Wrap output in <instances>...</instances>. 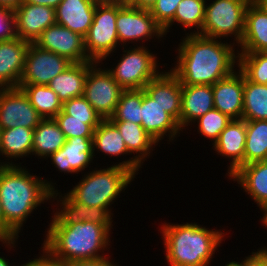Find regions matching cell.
Masks as SVG:
<instances>
[{"mask_svg": "<svg viewBox=\"0 0 267 266\" xmlns=\"http://www.w3.org/2000/svg\"><path fill=\"white\" fill-rule=\"evenodd\" d=\"M267 160V120L246 121L244 165Z\"/></svg>", "mask_w": 267, "mask_h": 266, "instance_id": "obj_31", "label": "cell"}, {"mask_svg": "<svg viewBox=\"0 0 267 266\" xmlns=\"http://www.w3.org/2000/svg\"><path fill=\"white\" fill-rule=\"evenodd\" d=\"M261 3H262V4L266 7V9H267V0H263Z\"/></svg>", "mask_w": 267, "mask_h": 266, "instance_id": "obj_53", "label": "cell"}, {"mask_svg": "<svg viewBox=\"0 0 267 266\" xmlns=\"http://www.w3.org/2000/svg\"><path fill=\"white\" fill-rule=\"evenodd\" d=\"M89 71V61L72 63L62 73L54 77L48 86L58 95L62 104L70 99L84 94V88Z\"/></svg>", "mask_w": 267, "mask_h": 266, "instance_id": "obj_27", "label": "cell"}, {"mask_svg": "<svg viewBox=\"0 0 267 266\" xmlns=\"http://www.w3.org/2000/svg\"><path fill=\"white\" fill-rule=\"evenodd\" d=\"M34 44L63 56L72 63L92 61L87 56L84 37L57 23L45 29Z\"/></svg>", "mask_w": 267, "mask_h": 266, "instance_id": "obj_13", "label": "cell"}, {"mask_svg": "<svg viewBox=\"0 0 267 266\" xmlns=\"http://www.w3.org/2000/svg\"><path fill=\"white\" fill-rule=\"evenodd\" d=\"M16 38L15 10L0 6V42Z\"/></svg>", "mask_w": 267, "mask_h": 266, "instance_id": "obj_41", "label": "cell"}, {"mask_svg": "<svg viewBox=\"0 0 267 266\" xmlns=\"http://www.w3.org/2000/svg\"><path fill=\"white\" fill-rule=\"evenodd\" d=\"M142 89L123 90L110 121H131L141 125Z\"/></svg>", "mask_w": 267, "mask_h": 266, "instance_id": "obj_35", "label": "cell"}, {"mask_svg": "<svg viewBox=\"0 0 267 266\" xmlns=\"http://www.w3.org/2000/svg\"><path fill=\"white\" fill-rule=\"evenodd\" d=\"M159 230L170 266H208L225 237L220 229L210 230L195 222L163 223Z\"/></svg>", "mask_w": 267, "mask_h": 266, "instance_id": "obj_4", "label": "cell"}, {"mask_svg": "<svg viewBox=\"0 0 267 266\" xmlns=\"http://www.w3.org/2000/svg\"><path fill=\"white\" fill-rule=\"evenodd\" d=\"M180 1L182 0H157L150 8L151 15L162 29L174 19Z\"/></svg>", "mask_w": 267, "mask_h": 266, "instance_id": "obj_40", "label": "cell"}, {"mask_svg": "<svg viewBox=\"0 0 267 266\" xmlns=\"http://www.w3.org/2000/svg\"><path fill=\"white\" fill-rule=\"evenodd\" d=\"M237 68L249 81L267 85V52L238 53Z\"/></svg>", "mask_w": 267, "mask_h": 266, "instance_id": "obj_36", "label": "cell"}, {"mask_svg": "<svg viewBox=\"0 0 267 266\" xmlns=\"http://www.w3.org/2000/svg\"><path fill=\"white\" fill-rule=\"evenodd\" d=\"M100 0H62L55 8L56 22L85 37Z\"/></svg>", "mask_w": 267, "mask_h": 266, "instance_id": "obj_23", "label": "cell"}, {"mask_svg": "<svg viewBox=\"0 0 267 266\" xmlns=\"http://www.w3.org/2000/svg\"><path fill=\"white\" fill-rule=\"evenodd\" d=\"M21 166L0 165V200L4 215V240L18 239L23 224L28 217L41 207V203L51 202L54 183L32 175ZM54 185V186H53ZM27 218V219H26Z\"/></svg>", "mask_w": 267, "mask_h": 266, "instance_id": "obj_2", "label": "cell"}, {"mask_svg": "<svg viewBox=\"0 0 267 266\" xmlns=\"http://www.w3.org/2000/svg\"><path fill=\"white\" fill-rule=\"evenodd\" d=\"M116 20L117 0H100L96 5L92 25L84 37L85 50L92 61L103 64L102 61L118 50L120 44Z\"/></svg>", "mask_w": 267, "mask_h": 266, "instance_id": "obj_7", "label": "cell"}, {"mask_svg": "<svg viewBox=\"0 0 267 266\" xmlns=\"http://www.w3.org/2000/svg\"><path fill=\"white\" fill-rule=\"evenodd\" d=\"M42 119L22 89L0 88V130L34 129Z\"/></svg>", "mask_w": 267, "mask_h": 266, "instance_id": "obj_12", "label": "cell"}, {"mask_svg": "<svg viewBox=\"0 0 267 266\" xmlns=\"http://www.w3.org/2000/svg\"><path fill=\"white\" fill-rule=\"evenodd\" d=\"M55 9L44 5L22 3L15 10L17 37L34 43L41 33L56 24Z\"/></svg>", "mask_w": 267, "mask_h": 266, "instance_id": "obj_17", "label": "cell"}, {"mask_svg": "<svg viewBox=\"0 0 267 266\" xmlns=\"http://www.w3.org/2000/svg\"><path fill=\"white\" fill-rule=\"evenodd\" d=\"M111 256L104 259L84 260V261H73L66 263V266H119L114 261L109 260ZM111 261V262H110Z\"/></svg>", "mask_w": 267, "mask_h": 266, "instance_id": "obj_43", "label": "cell"}, {"mask_svg": "<svg viewBox=\"0 0 267 266\" xmlns=\"http://www.w3.org/2000/svg\"><path fill=\"white\" fill-rule=\"evenodd\" d=\"M62 0H23V3H30L33 5H44L56 8Z\"/></svg>", "mask_w": 267, "mask_h": 266, "instance_id": "obj_47", "label": "cell"}, {"mask_svg": "<svg viewBox=\"0 0 267 266\" xmlns=\"http://www.w3.org/2000/svg\"><path fill=\"white\" fill-rule=\"evenodd\" d=\"M142 164L133 156L107 168L86 172L83 178L68 191L79 203L89 207L105 208L112 216L111 205L136 178Z\"/></svg>", "mask_w": 267, "mask_h": 266, "instance_id": "obj_5", "label": "cell"}, {"mask_svg": "<svg viewBox=\"0 0 267 266\" xmlns=\"http://www.w3.org/2000/svg\"><path fill=\"white\" fill-rule=\"evenodd\" d=\"M102 152L106 156L132 155L126 147V144L116 128V126L109 120L103 119L99 126L94 130L93 135V155L96 152Z\"/></svg>", "mask_w": 267, "mask_h": 266, "instance_id": "obj_30", "label": "cell"}, {"mask_svg": "<svg viewBox=\"0 0 267 266\" xmlns=\"http://www.w3.org/2000/svg\"><path fill=\"white\" fill-rule=\"evenodd\" d=\"M112 226L87 221L73 225H48L42 248L53 259L64 263L104 259L108 257L103 253L110 246Z\"/></svg>", "mask_w": 267, "mask_h": 266, "instance_id": "obj_3", "label": "cell"}, {"mask_svg": "<svg viewBox=\"0 0 267 266\" xmlns=\"http://www.w3.org/2000/svg\"><path fill=\"white\" fill-rule=\"evenodd\" d=\"M144 91L159 103L180 126L182 85L179 79L170 71H162L155 79L150 80Z\"/></svg>", "mask_w": 267, "mask_h": 266, "instance_id": "obj_21", "label": "cell"}, {"mask_svg": "<svg viewBox=\"0 0 267 266\" xmlns=\"http://www.w3.org/2000/svg\"><path fill=\"white\" fill-rule=\"evenodd\" d=\"M237 70L212 85L214 108L231 119L243 115L244 74Z\"/></svg>", "mask_w": 267, "mask_h": 266, "instance_id": "obj_18", "label": "cell"}, {"mask_svg": "<svg viewBox=\"0 0 267 266\" xmlns=\"http://www.w3.org/2000/svg\"><path fill=\"white\" fill-rule=\"evenodd\" d=\"M141 117L142 127L158 144L165 138V135H168V142H171L180 136V132H183L178 122L144 89H142Z\"/></svg>", "mask_w": 267, "mask_h": 266, "instance_id": "obj_16", "label": "cell"}, {"mask_svg": "<svg viewBox=\"0 0 267 266\" xmlns=\"http://www.w3.org/2000/svg\"><path fill=\"white\" fill-rule=\"evenodd\" d=\"M22 3L23 0H0L1 7H7L13 10H16Z\"/></svg>", "mask_w": 267, "mask_h": 266, "instance_id": "obj_48", "label": "cell"}, {"mask_svg": "<svg viewBox=\"0 0 267 266\" xmlns=\"http://www.w3.org/2000/svg\"><path fill=\"white\" fill-rule=\"evenodd\" d=\"M231 120L232 119L226 114H223L218 109L213 108L205 115L196 119L192 125L197 123V132L204 138L210 139V141L213 142V145L218 140L220 133L226 128Z\"/></svg>", "mask_w": 267, "mask_h": 266, "instance_id": "obj_37", "label": "cell"}, {"mask_svg": "<svg viewBox=\"0 0 267 266\" xmlns=\"http://www.w3.org/2000/svg\"><path fill=\"white\" fill-rule=\"evenodd\" d=\"M62 110L69 115V119L103 120L83 95L64 102Z\"/></svg>", "mask_w": 267, "mask_h": 266, "instance_id": "obj_39", "label": "cell"}, {"mask_svg": "<svg viewBox=\"0 0 267 266\" xmlns=\"http://www.w3.org/2000/svg\"><path fill=\"white\" fill-rule=\"evenodd\" d=\"M120 132L127 150L134 156L142 165L146 158H149L152 151L158 143L151 137L142 127V125L131 121H111ZM155 146V147H154Z\"/></svg>", "mask_w": 267, "mask_h": 266, "instance_id": "obj_28", "label": "cell"}, {"mask_svg": "<svg viewBox=\"0 0 267 266\" xmlns=\"http://www.w3.org/2000/svg\"><path fill=\"white\" fill-rule=\"evenodd\" d=\"M206 0H182L180 1L174 19L163 29L164 35L166 36L167 32H169L171 26L174 23H178L177 25H182L184 31L186 29H193L194 32L190 31V34H200L202 30V25L205 18V6ZM186 28V29H185Z\"/></svg>", "mask_w": 267, "mask_h": 266, "instance_id": "obj_34", "label": "cell"}, {"mask_svg": "<svg viewBox=\"0 0 267 266\" xmlns=\"http://www.w3.org/2000/svg\"><path fill=\"white\" fill-rule=\"evenodd\" d=\"M242 119L267 120V85L253 83L245 76Z\"/></svg>", "mask_w": 267, "mask_h": 266, "instance_id": "obj_33", "label": "cell"}, {"mask_svg": "<svg viewBox=\"0 0 267 266\" xmlns=\"http://www.w3.org/2000/svg\"><path fill=\"white\" fill-rule=\"evenodd\" d=\"M59 128L64 133L66 139L75 137L93 138L94 130L102 120H78L69 119V115L61 110L55 117Z\"/></svg>", "mask_w": 267, "mask_h": 266, "instance_id": "obj_38", "label": "cell"}, {"mask_svg": "<svg viewBox=\"0 0 267 266\" xmlns=\"http://www.w3.org/2000/svg\"><path fill=\"white\" fill-rule=\"evenodd\" d=\"M238 53L267 52V9L262 3H249L245 11L244 33Z\"/></svg>", "mask_w": 267, "mask_h": 266, "instance_id": "obj_22", "label": "cell"}, {"mask_svg": "<svg viewBox=\"0 0 267 266\" xmlns=\"http://www.w3.org/2000/svg\"><path fill=\"white\" fill-rule=\"evenodd\" d=\"M248 3H261L263 0H246Z\"/></svg>", "mask_w": 267, "mask_h": 266, "instance_id": "obj_52", "label": "cell"}, {"mask_svg": "<svg viewBox=\"0 0 267 266\" xmlns=\"http://www.w3.org/2000/svg\"><path fill=\"white\" fill-rule=\"evenodd\" d=\"M33 132L34 129L25 127L0 130V156L6 160H0L1 165H14L18 159L32 155Z\"/></svg>", "mask_w": 267, "mask_h": 266, "instance_id": "obj_26", "label": "cell"}, {"mask_svg": "<svg viewBox=\"0 0 267 266\" xmlns=\"http://www.w3.org/2000/svg\"><path fill=\"white\" fill-rule=\"evenodd\" d=\"M248 265V256L245 257L244 260H242L241 262H236L234 260H232V262H228L226 263L224 266H247Z\"/></svg>", "mask_w": 267, "mask_h": 266, "instance_id": "obj_49", "label": "cell"}, {"mask_svg": "<svg viewBox=\"0 0 267 266\" xmlns=\"http://www.w3.org/2000/svg\"><path fill=\"white\" fill-rule=\"evenodd\" d=\"M100 62L89 61L84 98L102 119H109L124 90L112 77L107 68L97 67Z\"/></svg>", "mask_w": 267, "mask_h": 266, "instance_id": "obj_10", "label": "cell"}, {"mask_svg": "<svg viewBox=\"0 0 267 266\" xmlns=\"http://www.w3.org/2000/svg\"><path fill=\"white\" fill-rule=\"evenodd\" d=\"M125 2L134 7L150 10L157 0H125Z\"/></svg>", "mask_w": 267, "mask_h": 266, "instance_id": "obj_46", "label": "cell"}, {"mask_svg": "<svg viewBox=\"0 0 267 266\" xmlns=\"http://www.w3.org/2000/svg\"><path fill=\"white\" fill-rule=\"evenodd\" d=\"M146 46H130L122 50V56L116 66L107 70L116 82L124 89H144V86L160 73L157 54L151 53ZM128 49V50H127Z\"/></svg>", "mask_w": 267, "mask_h": 266, "instance_id": "obj_8", "label": "cell"}, {"mask_svg": "<svg viewBox=\"0 0 267 266\" xmlns=\"http://www.w3.org/2000/svg\"><path fill=\"white\" fill-rule=\"evenodd\" d=\"M72 64L67 58L30 43L25 55L23 75L19 85H48Z\"/></svg>", "mask_w": 267, "mask_h": 266, "instance_id": "obj_11", "label": "cell"}, {"mask_svg": "<svg viewBox=\"0 0 267 266\" xmlns=\"http://www.w3.org/2000/svg\"><path fill=\"white\" fill-rule=\"evenodd\" d=\"M214 108L212 85H182L180 128L192 126V122Z\"/></svg>", "mask_w": 267, "mask_h": 266, "instance_id": "obj_25", "label": "cell"}, {"mask_svg": "<svg viewBox=\"0 0 267 266\" xmlns=\"http://www.w3.org/2000/svg\"><path fill=\"white\" fill-rule=\"evenodd\" d=\"M247 266H267V252L261 247L248 255Z\"/></svg>", "mask_w": 267, "mask_h": 266, "instance_id": "obj_44", "label": "cell"}, {"mask_svg": "<svg viewBox=\"0 0 267 266\" xmlns=\"http://www.w3.org/2000/svg\"><path fill=\"white\" fill-rule=\"evenodd\" d=\"M237 182L260 210L267 206V160L239 167L229 180Z\"/></svg>", "mask_w": 267, "mask_h": 266, "instance_id": "obj_24", "label": "cell"}, {"mask_svg": "<svg viewBox=\"0 0 267 266\" xmlns=\"http://www.w3.org/2000/svg\"><path fill=\"white\" fill-rule=\"evenodd\" d=\"M40 257L33 258L21 266H66V263L53 259L44 249L41 250Z\"/></svg>", "mask_w": 267, "mask_h": 266, "instance_id": "obj_42", "label": "cell"}, {"mask_svg": "<svg viewBox=\"0 0 267 266\" xmlns=\"http://www.w3.org/2000/svg\"><path fill=\"white\" fill-rule=\"evenodd\" d=\"M51 198L52 202L57 201L60 208H56L49 225H73L81 221L112 225L113 216L105 208L86 206L77 202L68 192L62 194L57 189L52 191Z\"/></svg>", "mask_w": 267, "mask_h": 266, "instance_id": "obj_14", "label": "cell"}, {"mask_svg": "<svg viewBox=\"0 0 267 266\" xmlns=\"http://www.w3.org/2000/svg\"><path fill=\"white\" fill-rule=\"evenodd\" d=\"M66 142L64 133L54 118L42 119L34 128L32 155L46 159Z\"/></svg>", "mask_w": 267, "mask_h": 266, "instance_id": "obj_29", "label": "cell"}, {"mask_svg": "<svg viewBox=\"0 0 267 266\" xmlns=\"http://www.w3.org/2000/svg\"><path fill=\"white\" fill-rule=\"evenodd\" d=\"M29 44L20 38L0 42V88H18Z\"/></svg>", "mask_w": 267, "mask_h": 266, "instance_id": "obj_20", "label": "cell"}, {"mask_svg": "<svg viewBox=\"0 0 267 266\" xmlns=\"http://www.w3.org/2000/svg\"><path fill=\"white\" fill-rule=\"evenodd\" d=\"M246 142V121L232 119L220 133L218 140L212 147L218 155L230 161L226 175H232L244 165V148Z\"/></svg>", "mask_w": 267, "mask_h": 266, "instance_id": "obj_19", "label": "cell"}, {"mask_svg": "<svg viewBox=\"0 0 267 266\" xmlns=\"http://www.w3.org/2000/svg\"><path fill=\"white\" fill-rule=\"evenodd\" d=\"M0 242L2 244H6V248H9L10 250H12L11 248H16V242L17 239L15 240H4V215H3V212H2V206H1V200H0Z\"/></svg>", "mask_w": 267, "mask_h": 266, "instance_id": "obj_45", "label": "cell"}, {"mask_svg": "<svg viewBox=\"0 0 267 266\" xmlns=\"http://www.w3.org/2000/svg\"><path fill=\"white\" fill-rule=\"evenodd\" d=\"M0 266H10V262H9V259H5V257H2L0 256ZM12 266V264H11ZM15 266V265H13ZM17 266H20V265H17Z\"/></svg>", "mask_w": 267, "mask_h": 266, "instance_id": "obj_51", "label": "cell"}, {"mask_svg": "<svg viewBox=\"0 0 267 266\" xmlns=\"http://www.w3.org/2000/svg\"><path fill=\"white\" fill-rule=\"evenodd\" d=\"M116 28L119 44L126 47L127 44L135 43L138 46L140 42L149 41V39L164 36L163 29L156 23L149 9H142L128 5L125 0H117V20ZM142 40V41H141ZM139 42V43H136Z\"/></svg>", "mask_w": 267, "mask_h": 266, "instance_id": "obj_9", "label": "cell"}, {"mask_svg": "<svg viewBox=\"0 0 267 266\" xmlns=\"http://www.w3.org/2000/svg\"><path fill=\"white\" fill-rule=\"evenodd\" d=\"M48 158L59 172L78 174L93 163V138H68L65 144Z\"/></svg>", "mask_w": 267, "mask_h": 266, "instance_id": "obj_15", "label": "cell"}, {"mask_svg": "<svg viewBox=\"0 0 267 266\" xmlns=\"http://www.w3.org/2000/svg\"><path fill=\"white\" fill-rule=\"evenodd\" d=\"M206 2L205 18L199 35L220 39L234 37L238 48L244 33L246 0H210ZM236 42V43H235Z\"/></svg>", "mask_w": 267, "mask_h": 266, "instance_id": "obj_6", "label": "cell"}, {"mask_svg": "<svg viewBox=\"0 0 267 266\" xmlns=\"http://www.w3.org/2000/svg\"><path fill=\"white\" fill-rule=\"evenodd\" d=\"M263 212V218H261V222L263 226L267 227V206L261 210Z\"/></svg>", "mask_w": 267, "mask_h": 266, "instance_id": "obj_50", "label": "cell"}, {"mask_svg": "<svg viewBox=\"0 0 267 266\" xmlns=\"http://www.w3.org/2000/svg\"><path fill=\"white\" fill-rule=\"evenodd\" d=\"M43 119L54 118L62 110V102L48 85H19Z\"/></svg>", "mask_w": 267, "mask_h": 266, "instance_id": "obj_32", "label": "cell"}, {"mask_svg": "<svg viewBox=\"0 0 267 266\" xmlns=\"http://www.w3.org/2000/svg\"><path fill=\"white\" fill-rule=\"evenodd\" d=\"M185 35L176 48V65L170 69L181 85H214L237 69L238 49L233 43L189 32Z\"/></svg>", "mask_w": 267, "mask_h": 266, "instance_id": "obj_1", "label": "cell"}]
</instances>
